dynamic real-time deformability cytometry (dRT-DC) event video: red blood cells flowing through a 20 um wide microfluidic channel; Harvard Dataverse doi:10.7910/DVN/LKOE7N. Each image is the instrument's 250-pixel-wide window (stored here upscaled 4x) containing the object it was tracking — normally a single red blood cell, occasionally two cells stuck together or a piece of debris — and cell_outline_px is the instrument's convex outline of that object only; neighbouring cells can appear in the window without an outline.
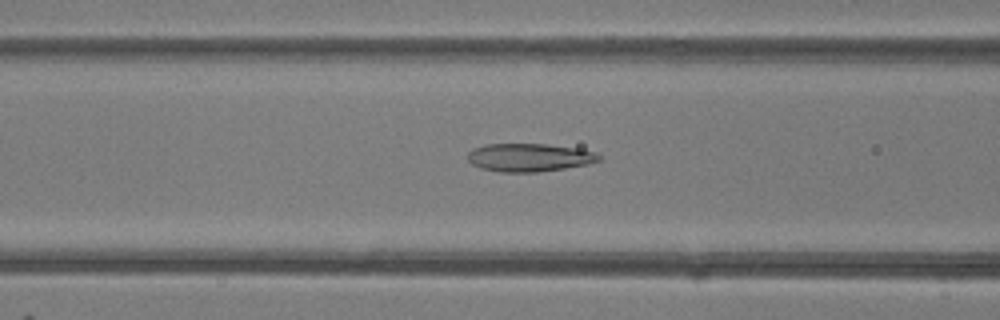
{"species": "common noctule bat (a hibernating species)", "species_latin": "Nyctalus noctula", "temperature_condition": "room temperature", "stored_images_in_passage": 49, "camera_frame_rate_fps": 3000, "um_per_image_px": 0.085, "animal": {"sex": "female"}, "frame": {"image": 1, "passage_image": 20, "time_ms": 6.333, "image_size_px": [1000, 320], "cell_outline_px": [[600, 160], [588, 164], [564, 168], [536, 172], [500, 172], [480, 168], [472, 164], [468, 160], [468, 152], [472, 148], [484, 144], [544, 144], [580, 148], [596, 152], [600, 156]], "centroid_in_image_um": [44.97, 13.38], "position_along_channel_um": 121.6, "area_um2": 21.62}}
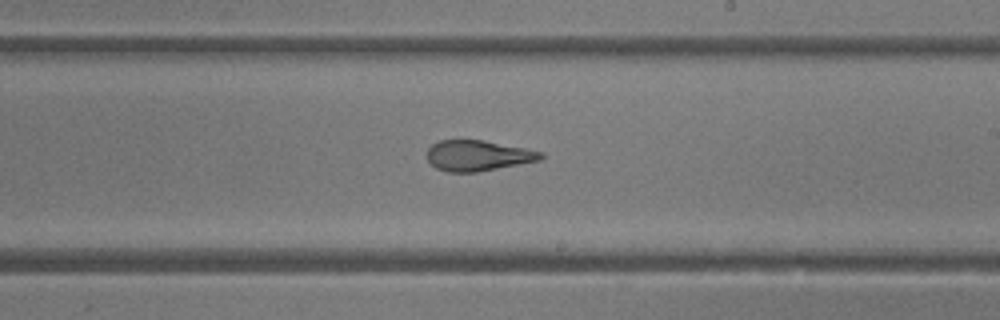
{"frame": {"image": 2, "passage_image": 29, "time_ms": 9.333, "image_size_px": [1000, 320], "cell_outline_px": [[544, 156], [540, 160], [476, 172], [448, 172], [436, 168], [428, 160], [428, 148], [432, 144], [440, 140], [484, 140], [544, 152]], "centroid_in_image_um": [40.62, 13.22], "position_along_channel_um": 248.4, "area_um2": 20.11}}
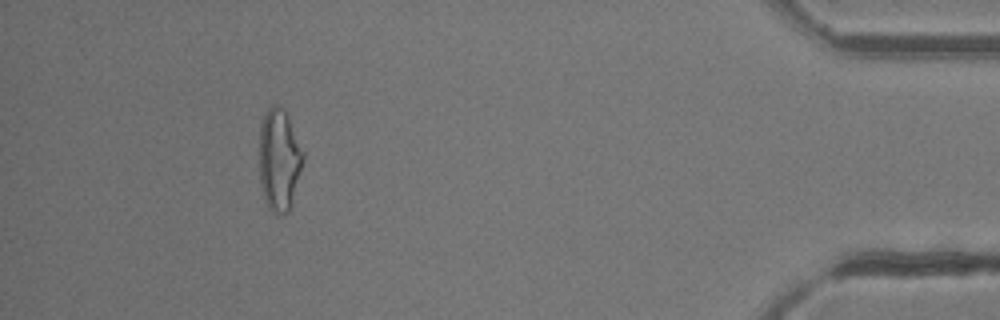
{"frame": {"image": 3, "passage_image": 45, "time_ms": 14.667, "image_size_px": [1000, 320], "cell_outline_px": [[304, 160], [288, 212], [284, 216], [276, 216], [268, 208], [260, 184], [260, 124], [268, 108], [272, 104], [280, 104], [288, 116], [304, 152]], "centroid_in_image_um": [23.73, 13.58], "position_along_channel_um": 411.5, "area_um2": 26.13}, "authors_computed_cell_mechanics": {"area_um2": 23.2934, "velocity_mm_per_s": 4.2344, "shape_relaxation_time_tau1_ms": null, "shape_relaxation_time_tau2_ms": 1.3001, "deformation_change_tau1": null, "deformation_change_tau2": 0.1074}}